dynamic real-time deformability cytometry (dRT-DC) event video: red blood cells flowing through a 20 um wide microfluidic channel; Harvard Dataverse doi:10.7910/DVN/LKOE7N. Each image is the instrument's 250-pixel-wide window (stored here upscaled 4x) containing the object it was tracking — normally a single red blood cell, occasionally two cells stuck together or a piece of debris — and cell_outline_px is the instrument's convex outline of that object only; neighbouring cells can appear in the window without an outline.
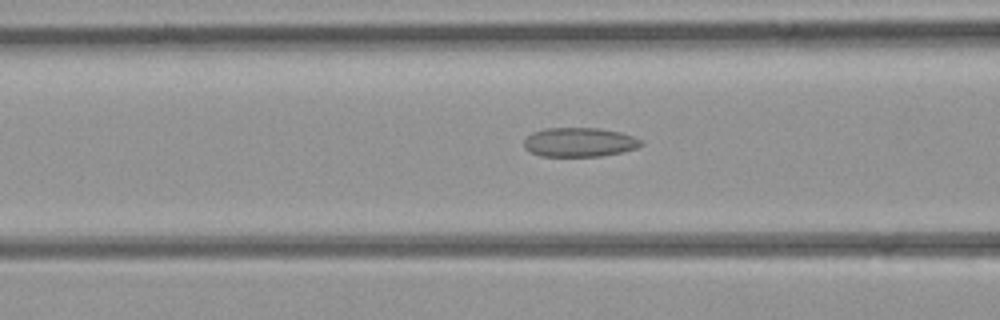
{"species": "common noctule bat (a hibernating species)", "species_latin": "Nyctalus noctula", "temperature_condition": "room temperature", "stored_images_in_passage": 26, "camera_frame_rate_fps": 3000, "um_per_image_px": 0.085, "animal": {"sex": "female", "body_mass_g": 21.9}, "frame": {"image": 1, "passage_image": 5, "time_ms": 1.333, "image_size_px": [1000, 320], "cell_outline_px": [[644, 144], [636, 148], [620, 152], [600, 156], [540, 156], [524, 148], [524, 140], [532, 132], [544, 128], [596, 128], [620, 132], [644, 140]], "centroid_in_image_um": [49.25, 12.08], "position_along_channel_um": 117.4, "area_um2": 19.88}}
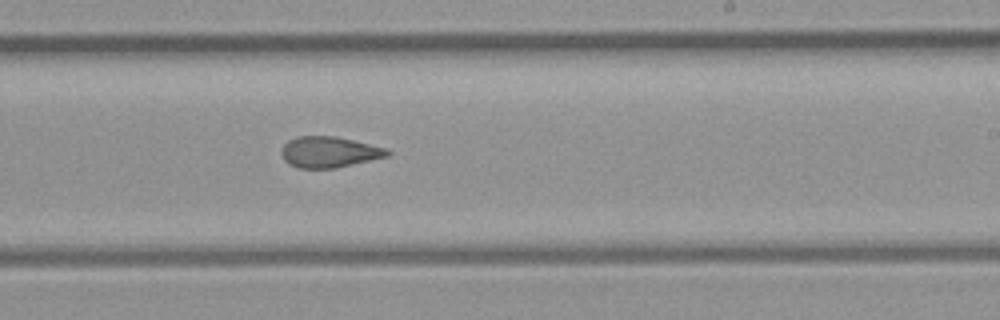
{"frame": {"image": 2, "passage_image": 14, "time_ms": 4.333, "image_size_px": [1000, 320], "cell_outline_px": [[392, 152], [388, 156], [336, 168], [296, 168], [288, 164], [284, 160], [280, 152], [284, 144], [288, 140], [296, 136], [336, 136], [388, 148]], "centroid_in_image_um": [27.97, 12.92], "position_along_channel_um": 261.0, "area_um2": 19.31}}
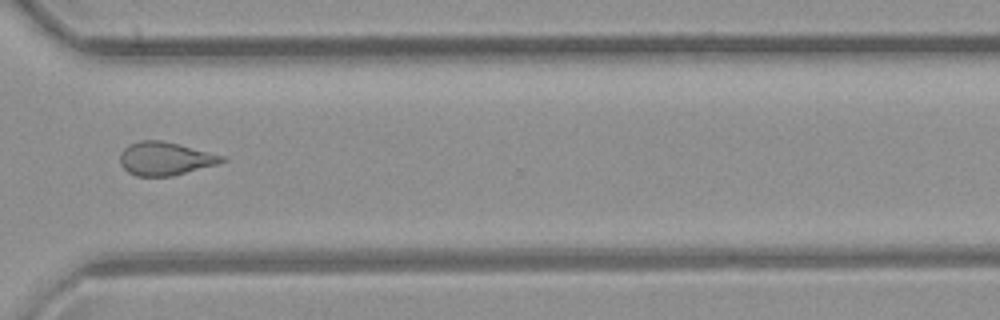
{"frame": {"image": 3, "passage_image": 20, "time_ms": 6.333, "image_size_px": [1000, 320], "cell_outline_px": [[228, 160], [216, 164], [172, 176], [136, 176], [128, 172], [120, 164], [120, 152], [128, 144], [140, 140], [160, 140], [224, 156]], "centroid_in_image_um": [13.99, 13.48], "position_along_channel_um": 356.6, "area_um2": 19.54}}